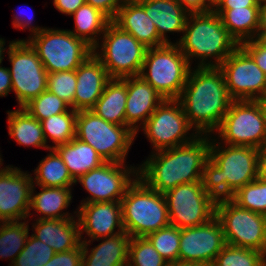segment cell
<instances>
[{
    "label": "cell",
    "instance_id": "7",
    "mask_svg": "<svg viewBox=\"0 0 266 266\" xmlns=\"http://www.w3.org/2000/svg\"><path fill=\"white\" fill-rule=\"evenodd\" d=\"M135 137L127 126L105 121L91 110L77 111L76 138L91 145L105 162L125 163Z\"/></svg>",
    "mask_w": 266,
    "mask_h": 266
},
{
    "label": "cell",
    "instance_id": "14",
    "mask_svg": "<svg viewBox=\"0 0 266 266\" xmlns=\"http://www.w3.org/2000/svg\"><path fill=\"white\" fill-rule=\"evenodd\" d=\"M142 128L154 148L152 152L188 144L198 136L188 134L192 127L177 99H164Z\"/></svg>",
    "mask_w": 266,
    "mask_h": 266
},
{
    "label": "cell",
    "instance_id": "25",
    "mask_svg": "<svg viewBox=\"0 0 266 266\" xmlns=\"http://www.w3.org/2000/svg\"><path fill=\"white\" fill-rule=\"evenodd\" d=\"M130 239L125 231L108 238L96 239L102 242L91 248L90 253V244L82 243L81 266H128Z\"/></svg>",
    "mask_w": 266,
    "mask_h": 266
},
{
    "label": "cell",
    "instance_id": "48",
    "mask_svg": "<svg viewBox=\"0 0 266 266\" xmlns=\"http://www.w3.org/2000/svg\"><path fill=\"white\" fill-rule=\"evenodd\" d=\"M19 15L20 14L14 16V19L12 22V25L14 28L22 29V30L29 28L30 31L32 32L31 36L36 35L39 32H41L43 29H45L43 27L41 28L39 26L36 27V26L31 25L32 23L31 21H33V16L31 18L29 17V19H25V16L24 18H21L22 15H20L21 17H19Z\"/></svg>",
    "mask_w": 266,
    "mask_h": 266
},
{
    "label": "cell",
    "instance_id": "39",
    "mask_svg": "<svg viewBox=\"0 0 266 266\" xmlns=\"http://www.w3.org/2000/svg\"><path fill=\"white\" fill-rule=\"evenodd\" d=\"M22 108L37 120L42 121L53 115L67 112L71 107L54 93L45 90Z\"/></svg>",
    "mask_w": 266,
    "mask_h": 266
},
{
    "label": "cell",
    "instance_id": "3",
    "mask_svg": "<svg viewBox=\"0 0 266 266\" xmlns=\"http://www.w3.org/2000/svg\"><path fill=\"white\" fill-rule=\"evenodd\" d=\"M216 141L210 139L201 181L207 194L219 201L231 199L239 188L258 177V148L227 144L224 147Z\"/></svg>",
    "mask_w": 266,
    "mask_h": 266
},
{
    "label": "cell",
    "instance_id": "46",
    "mask_svg": "<svg viewBox=\"0 0 266 266\" xmlns=\"http://www.w3.org/2000/svg\"><path fill=\"white\" fill-rule=\"evenodd\" d=\"M260 7V0H220L213 9Z\"/></svg>",
    "mask_w": 266,
    "mask_h": 266
},
{
    "label": "cell",
    "instance_id": "57",
    "mask_svg": "<svg viewBox=\"0 0 266 266\" xmlns=\"http://www.w3.org/2000/svg\"><path fill=\"white\" fill-rule=\"evenodd\" d=\"M2 161H3V159L0 157V167L3 166Z\"/></svg>",
    "mask_w": 266,
    "mask_h": 266
},
{
    "label": "cell",
    "instance_id": "1",
    "mask_svg": "<svg viewBox=\"0 0 266 266\" xmlns=\"http://www.w3.org/2000/svg\"><path fill=\"white\" fill-rule=\"evenodd\" d=\"M177 100L193 131L198 135L217 132L233 102L219 67L190 69L186 84Z\"/></svg>",
    "mask_w": 266,
    "mask_h": 266
},
{
    "label": "cell",
    "instance_id": "43",
    "mask_svg": "<svg viewBox=\"0 0 266 266\" xmlns=\"http://www.w3.org/2000/svg\"><path fill=\"white\" fill-rule=\"evenodd\" d=\"M253 58L258 67L266 74V43L259 37L240 44Z\"/></svg>",
    "mask_w": 266,
    "mask_h": 266
},
{
    "label": "cell",
    "instance_id": "51",
    "mask_svg": "<svg viewBox=\"0 0 266 266\" xmlns=\"http://www.w3.org/2000/svg\"><path fill=\"white\" fill-rule=\"evenodd\" d=\"M266 31V3L260 2L259 37Z\"/></svg>",
    "mask_w": 266,
    "mask_h": 266
},
{
    "label": "cell",
    "instance_id": "38",
    "mask_svg": "<svg viewBox=\"0 0 266 266\" xmlns=\"http://www.w3.org/2000/svg\"><path fill=\"white\" fill-rule=\"evenodd\" d=\"M168 262L158 253L146 237H131L128 266H167Z\"/></svg>",
    "mask_w": 266,
    "mask_h": 266
},
{
    "label": "cell",
    "instance_id": "37",
    "mask_svg": "<svg viewBox=\"0 0 266 266\" xmlns=\"http://www.w3.org/2000/svg\"><path fill=\"white\" fill-rule=\"evenodd\" d=\"M146 238L168 263L179 260L180 228L170 224L149 233Z\"/></svg>",
    "mask_w": 266,
    "mask_h": 266
},
{
    "label": "cell",
    "instance_id": "41",
    "mask_svg": "<svg viewBox=\"0 0 266 266\" xmlns=\"http://www.w3.org/2000/svg\"><path fill=\"white\" fill-rule=\"evenodd\" d=\"M76 70L47 73V90L57 95L74 110Z\"/></svg>",
    "mask_w": 266,
    "mask_h": 266
},
{
    "label": "cell",
    "instance_id": "24",
    "mask_svg": "<svg viewBox=\"0 0 266 266\" xmlns=\"http://www.w3.org/2000/svg\"><path fill=\"white\" fill-rule=\"evenodd\" d=\"M145 9L146 15L153 21L159 37L172 44L165 33H183L189 13L177 0H137Z\"/></svg>",
    "mask_w": 266,
    "mask_h": 266
},
{
    "label": "cell",
    "instance_id": "42",
    "mask_svg": "<svg viewBox=\"0 0 266 266\" xmlns=\"http://www.w3.org/2000/svg\"><path fill=\"white\" fill-rule=\"evenodd\" d=\"M82 253V243H80L75 249L55 253L45 266H81Z\"/></svg>",
    "mask_w": 266,
    "mask_h": 266
},
{
    "label": "cell",
    "instance_id": "50",
    "mask_svg": "<svg viewBox=\"0 0 266 266\" xmlns=\"http://www.w3.org/2000/svg\"><path fill=\"white\" fill-rule=\"evenodd\" d=\"M258 177L266 180V142L258 148Z\"/></svg>",
    "mask_w": 266,
    "mask_h": 266
},
{
    "label": "cell",
    "instance_id": "53",
    "mask_svg": "<svg viewBox=\"0 0 266 266\" xmlns=\"http://www.w3.org/2000/svg\"><path fill=\"white\" fill-rule=\"evenodd\" d=\"M4 46H5V40L0 38V65H1V63L3 61V58H4V53L3 52H5V50H6L4 48Z\"/></svg>",
    "mask_w": 266,
    "mask_h": 266
},
{
    "label": "cell",
    "instance_id": "8",
    "mask_svg": "<svg viewBox=\"0 0 266 266\" xmlns=\"http://www.w3.org/2000/svg\"><path fill=\"white\" fill-rule=\"evenodd\" d=\"M28 38L47 73L76 70L93 54V48L69 30L45 28Z\"/></svg>",
    "mask_w": 266,
    "mask_h": 266
},
{
    "label": "cell",
    "instance_id": "44",
    "mask_svg": "<svg viewBox=\"0 0 266 266\" xmlns=\"http://www.w3.org/2000/svg\"><path fill=\"white\" fill-rule=\"evenodd\" d=\"M125 1L126 0H85V3L100 10L112 21Z\"/></svg>",
    "mask_w": 266,
    "mask_h": 266
},
{
    "label": "cell",
    "instance_id": "30",
    "mask_svg": "<svg viewBox=\"0 0 266 266\" xmlns=\"http://www.w3.org/2000/svg\"><path fill=\"white\" fill-rule=\"evenodd\" d=\"M7 114L9 135L19 145L52 149V146L46 143L41 122L24 108L19 107L17 110L8 111Z\"/></svg>",
    "mask_w": 266,
    "mask_h": 266
},
{
    "label": "cell",
    "instance_id": "49",
    "mask_svg": "<svg viewBox=\"0 0 266 266\" xmlns=\"http://www.w3.org/2000/svg\"><path fill=\"white\" fill-rule=\"evenodd\" d=\"M12 90V81L9 68L0 66V97L7 96Z\"/></svg>",
    "mask_w": 266,
    "mask_h": 266
},
{
    "label": "cell",
    "instance_id": "52",
    "mask_svg": "<svg viewBox=\"0 0 266 266\" xmlns=\"http://www.w3.org/2000/svg\"><path fill=\"white\" fill-rule=\"evenodd\" d=\"M167 266H212L207 263H198V262H187V261H175L168 263Z\"/></svg>",
    "mask_w": 266,
    "mask_h": 266
},
{
    "label": "cell",
    "instance_id": "16",
    "mask_svg": "<svg viewBox=\"0 0 266 266\" xmlns=\"http://www.w3.org/2000/svg\"><path fill=\"white\" fill-rule=\"evenodd\" d=\"M137 178L138 168L127 167L119 162H105L98 168L81 175L75 182L76 184L80 182L90 193V198L81 201V204H84L121 201L127 189Z\"/></svg>",
    "mask_w": 266,
    "mask_h": 266
},
{
    "label": "cell",
    "instance_id": "55",
    "mask_svg": "<svg viewBox=\"0 0 266 266\" xmlns=\"http://www.w3.org/2000/svg\"><path fill=\"white\" fill-rule=\"evenodd\" d=\"M259 38L266 43V31Z\"/></svg>",
    "mask_w": 266,
    "mask_h": 266
},
{
    "label": "cell",
    "instance_id": "31",
    "mask_svg": "<svg viewBox=\"0 0 266 266\" xmlns=\"http://www.w3.org/2000/svg\"><path fill=\"white\" fill-rule=\"evenodd\" d=\"M71 16L74 17L75 29L69 31L76 37L83 39L92 48L99 44L98 35L103 34L111 22L100 10L87 3L80 6Z\"/></svg>",
    "mask_w": 266,
    "mask_h": 266
},
{
    "label": "cell",
    "instance_id": "28",
    "mask_svg": "<svg viewBox=\"0 0 266 266\" xmlns=\"http://www.w3.org/2000/svg\"><path fill=\"white\" fill-rule=\"evenodd\" d=\"M213 10L220 16L224 27L239 45L259 37L260 7Z\"/></svg>",
    "mask_w": 266,
    "mask_h": 266
},
{
    "label": "cell",
    "instance_id": "27",
    "mask_svg": "<svg viewBox=\"0 0 266 266\" xmlns=\"http://www.w3.org/2000/svg\"><path fill=\"white\" fill-rule=\"evenodd\" d=\"M53 149L59 154L74 180L105 163L91 145L76 137Z\"/></svg>",
    "mask_w": 266,
    "mask_h": 266
},
{
    "label": "cell",
    "instance_id": "12",
    "mask_svg": "<svg viewBox=\"0 0 266 266\" xmlns=\"http://www.w3.org/2000/svg\"><path fill=\"white\" fill-rule=\"evenodd\" d=\"M8 47L12 90L19 107H23L47 90V71L35 49L25 39L11 41Z\"/></svg>",
    "mask_w": 266,
    "mask_h": 266
},
{
    "label": "cell",
    "instance_id": "13",
    "mask_svg": "<svg viewBox=\"0 0 266 266\" xmlns=\"http://www.w3.org/2000/svg\"><path fill=\"white\" fill-rule=\"evenodd\" d=\"M170 224L178 228L200 226L216 216V201L202 181L178 185L164 194Z\"/></svg>",
    "mask_w": 266,
    "mask_h": 266
},
{
    "label": "cell",
    "instance_id": "11",
    "mask_svg": "<svg viewBox=\"0 0 266 266\" xmlns=\"http://www.w3.org/2000/svg\"><path fill=\"white\" fill-rule=\"evenodd\" d=\"M216 217L227 245L261 251L266 255V216L239 207L231 199L216 201Z\"/></svg>",
    "mask_w": 266,
    "mask_h": 266
},
{
    "label": "cell",
    "instance_id": "2",
    "mask_svg": "<svg viewBox=\"0 0 266 266\" xmlns=\"http://www.w3.org/2000/svg\"><path fill=\"white\" fill-rule=\"evenodd\" d=\"M209 135L192 142L152 153L138 168V177L151 189L164 194L178 185L202 180L209 158Z\"/></svg>",
    "mask_w": 266,
    "mask_h": 266
},
{
    "label": "cell",
    "instance_id": "29",
    "mask_svg": "<svg viewBox=\"0 0 266 266\" xmlns=\"http://www.w3.org/2000/svg\"><path fill=\"white\" fill-rule=\"evenodd\" d=\"M35 187L32 185L30 208L43 216L38 219H66L75 218L70 216L69 212L64 213L62 210L67 209L72 200L71 187H43L37 194L34 193ZM61 212V213H60ZM63 212V214H62Z\"/></svg>",
    "mask_w": 266,
    "mask_h": 266
},
{
    "label": "cell",
    "instance_id": "15",
    "mask_svg": "<svg viewBox=\"0 0 266 266\" xmlns=\"http://www.w3.org/2000/svg\"><path fill=\"white\" fill-rule=\"evenodd\" d=\"M233 100H264L266 74L239 45L219 66Z\"/></svg>",
    "mask_w": 266,
    "mask_h": 266
},
{
    "label": "cell",
    "instance_id": "36",
    "mask_svg": "<svg viewBox=\"0 0 266 266\" xmlns=\"http://www.w3.org/2000/svg\"><path fill=\"white\" fill-rule=\"evenodd\" d=\"M212 266H266V255L261 251L226 244Z\"/></svg>",
    "mask_w": 266,
    "mask_h": 266
},
{
    "label": "cell",
    "instance_id": "5",
    "mask_svg": "<svg viewBox=\"0 0 266 266\" xmlns=\"http://www.w3.org/2000/svg\"><path fill=\"white\" fill-rule=\"evenodd\" d=\"M121 205L123 228L130 237H146L170 225L164 195L149 188L139 177L127 189Z\"/></svg>",
    "mask_w": 266,
    "mask_h": 266
},
{
    "label": "cell",
    "instance_id": "10",
    "mask_svg": "<svg viewBox=\"0 0 266 266\" xmlns=\"http://www.w3.org/2000/svg\"><path fill=\"white\" fill-rule=\"evenodd\" d=\"M218 141L259 148L266 142V114L261 100H233L218 128ZM220 137V138H219Z\"/></svg>",
    "mask_w": 266,
    "mask_h": 266
},
{
    "label": "cell",
    "instance_id": "32",
    "mask_svg": "<svg viewBox=\"0 0 266 266\" xmlns=\"http://www.w3.org/2000/svg\"><path fill=\"white\" fill-rule=\"evenodd\" d=\"M49 151L50 154L42 159L34 170L35 181L33 178V184L40 187H72L76 182L65 163L54 149Z\"/></svg>",
    "mask_w": 266,
    "mask_h": 266
},
{
    "label": "cell",
    "instance_id": "56",
    "mask_svg": "<svg viewBox=\"0 0 266 266\" xmlns=\"http://www.w3.org/2000/svg\"><path fill=\"white\" fill-rule=\"evenodd\" d=\"M262 103H263V108H264V111H265V114H266V101L265 100H261Z\"/></svg>",
    "mask_w": 266,
    "mask_h": 266
},
{
    "label": "cell",
    "instance_id": "19",
    "mask_svg": "<svg viewBox=\"0 0 266 266\" xmlns=\"http://www.w3.org/2000/svg\"><path fill=\"white\" fill-rule=\"evenodd\" d=\"M77 212L75 213L79 221L81 243H91L95 239L108 238L124 232L121 201L84 203L78 207ZM116 226L117 232L114 230ZM83 232L92 240H85L87 238L82 237Z\"/></svg>",
    "mask_w": 266,
    "mask_h": 266
},
{
    "label": "cell",
    "instance_id": "21",
    "mask_svg": "<svg viewBox=\"0 0 266 266\" xmlns=\"http://www.w3.org/2000/svg\"><path fill=\"white\" fill-rule=\"evenodd\" d=\"M76 91L74 110H90L103 94L106 83L111 79L102 62L91 54L76 69Z\"/></svg>",
    "mask_w": 266,
    "mask_h": 266
},
{
    "label": "cell",
    "instance_id": "22",
    "mask_svg": "<svg viewBox=\"0 0 266 266\" xmlns=\"http://www.w3.org/2000/svg\"><path fill=\"white\" fill-rule=\"evenodd\" d=\"M112 22L130 33L147 48L160 47L166 43L159 37L153 21L137 0H126Z\"/></svg>",
    "mask_w": 266,
    "mask_h": 266
},
{
    "label": "cell",
    "instance_id": "54",
    "mask_svg": "<svg viewBox=\"0 0 266 266\" xmlns=\"http://www.w3.org/2000/svg\"><path fill=\"white\" fill-rule=\"evenodd\" d=\"M213 8L220 0H206Z\"/></svg>",
    "mask_w": 266,
    "mask_h": 266
},
{
    "label": "cell",
    "instance_id": "20",
    "mask_svg": "<svg viewBox=\"0 0 266 266\" xmlns=\"http://www.w3.org/2000/svg\"><path fill=\"white\" fill-rule=\"evenodd\" d=\"M163 101L164 98L140 76L127 77L126 126L137 135L139 126L145 124Z\"/></svg>",
    "mask_w": 266,
    "mask_h": 266
},
{
    "label": "cell",
    "instance_id": "47",
    "mask_svg": "<svg viewBox=\"0 0 266 266\" xmlns=\"http://www.w3.org/2000/svg\"><path fill=\"white\" fill-rule=\"evenodd\" d=\"M85 0H53L55 8L63 14L72 15Z\"/></svg>",
    "mask_w": 266,
    "mask_h": 266
},
{
    "label": "cell",
    "instance_id": "26",
    "mask_svg": "<svg viewBox=\"0 0 266 266\" xmlns=\"http://www.w3.org/2000/svg\"><path fill=\"white\" fill-rule=\"evenodd\" d=\"M126 100L127 77L111 78L106 83L103 94L90 110L105 121L126 126Z\"/></svg>",
    "mask_w": 266,
    "mask_h": 266
},
{
    "label": "cell",
    "instance_id": "40",
    "mask_svg": "<svg viewBox=\"0 0 266 266\" xmlns=\"http://www.w3.org/2000/svg\"><path fill=\"white\" fill-rule=\"evenodd\" d=\"M55 253L51 247L31 235L10 266H45Z\"/></svg>",
    "mask_w": 266,
    "mask_h": 266
},
{
    "label": "cell",
    "instance_id": "23",
    "mask_svg": "<svg viewBox=\"0 0 266 266\" xmlns=\"http://www.w3.org/2000/svg\"><path fill=\"white\" fill-rule=\"evenodd\" d=\"M75 218L37 219L32 234L56 253L75 249L80 243L79 221Z\"/></svg>",
    "mask_w": 266,
    "mask_h": 266
},
{
    "label": "cell",
    "instance_id": "35",
    "mask_svg": "<svg viewBox=\"0 0 266 266\" xmlns=\"http://www.w3.org/2000/svg\"><path fill=\"white\" fill-rule=\"evenodd\" d=\"M231 200L241 208L266 216V180L257 177L239 188Z\"/></svg>",
    "mask_w": 266,
    "mask_h": 266
},
{
    "label": "cell",
    "instance_id": "17",
    "mask_svg": "<svg viewBox=\"0 0 266 266\" xmlns=\"http://www.w3.org/2000/svg\"><path fill=\"white\" fill-rule=\"evenodd\" d=\"M225 245L223 226L215 216L203 225L180 229L179 260L212 265Z\"/></svg>",
    "mask_w": 266,
    "mask_h": 266
},
{
    "label": "cell",
    "instance_id": "4",
    "mask_svg": "<svg viewBox=\"0 0 266 266\" xmlns=\"http://www.w3.org/2000/svg\"><path fill=\"white\" fill-rule=\"evenodd\" d=\"M183 33L176 44L190 66L195 57L200 60L197 67H219L239 46L214 10L189 13ZM208 57L214 61H208Z\"/></svg>",
    "mask_w": 266,
    "mask_h": 266
},
{
    "label": "cell",
    "instance_id": "33",
    "mask_svg": "<svg viewBox=\"0 0 266 266\" xmlns=\"http://www.w3.org/2000/svg\"><path fill=\"white\" fill-rule=\"evenodd\" d=\"M76 117L77 111L70 108L67 112L53 115L41 122L43 134L48 143L47 137L56 146L70 142L76 137Z\"/></svg>",
    "mask_w": 266,
    "mask_h": 266
},
{
    "label": "cell",
    "instance_id": "34",
    "mask_svg": "<svg viewBox=\"0 0 266 266\" xmlns=\"http://www.w3.org/2000/svg\"><path fill=\"white\" fill-rule=\"evenodd\" d=\"M28 221L0 222V258H10L12 264L29 237Z\"/></svg>",
    "mask_w": 266,
    "mask_h": 266
},
{
    "label": "cell",
    "instance_id": "9",
    "mask_svg": "<svg viewBox=\"0 0 266 266\" xmlns=\"http://www.w3.org/2000/svg\"><path fill=\"white\" fill-rule=\"evenodd\" d=\"M102 36V45L94 46L93 54L102 62L109 77L122 79L139 76L147 47L112 21Z\"/></svg>",
    "mask_w": 266,
    "mask_h": 266
},
{
    "label": "cell",
    "instance_id": "45",
    "mask_svg": "<svg viewBox=\"0 0 266 266\" xmlns=\"http://www.w3.org/2000/svg\"><path fill=\"white\" fill-rule=\"evenodd\" d=\"M188 13H205L213 10L206 0H177Z\"/></svg>",
    "mask_w": 266,
    "mask_h": 266
},
{
    "label": "cell",
    "instance_id": "6",
    "mask_svg": "<svg viewBox=\"0 0 266 266\" xmlns=\"http://www.w3.org/2000/svg\"><path fill=\"white\" fill-rule=\"evenodd\" d=\"M190 69L191 66L179 46L172 43L147 48L139 76L164 99H178Z\"/></svg>",
    "mask_w": 266,
    "mask_h": 266
},
{
    "label": "cell",
    "instance_id": "18",
    "mask_svg": "<svg viewBox=\"0 0 266 266\" xmlns=\"http://www.w3.org/2000/svg\"><path fill=\"white\" fill-rule=\"evenodd\" d=\"M9 166L0 169V222L22 221L31 215L33 177Z\"/></svg>",
    "mask_w": 266,
    "mask_h": 266
}]
</instances>
